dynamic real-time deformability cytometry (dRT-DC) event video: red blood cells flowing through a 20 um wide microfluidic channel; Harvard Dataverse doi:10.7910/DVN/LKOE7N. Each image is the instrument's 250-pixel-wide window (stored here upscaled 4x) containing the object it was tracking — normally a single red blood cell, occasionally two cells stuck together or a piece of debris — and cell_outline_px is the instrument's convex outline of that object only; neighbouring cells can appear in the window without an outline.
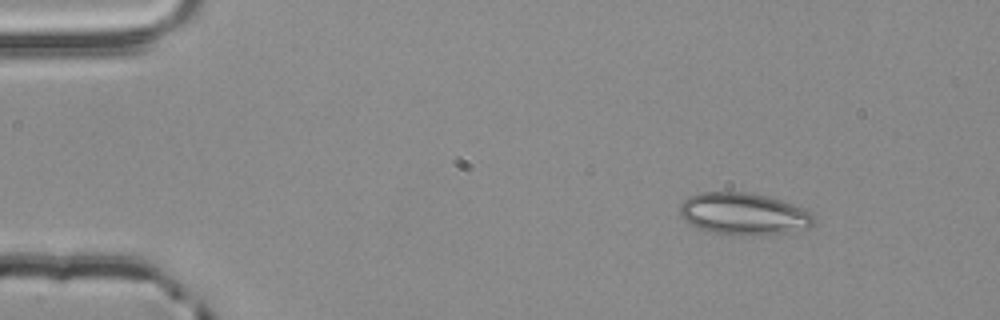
{"species": "common noctule bat (a hibernating species)", "species_latin": "Nyctalus noctula", "temperature_condition": "room temperature", "stored_images_in_passage": 48, "camera_frame_rate_fps": 3000, "um_per_image_px": 0.085, "animal": {"sex": "male", "body_mass_g": 20.4}, "frame": {"image": 1, "passage_image": 1, "time_ms": 0.0, "image_size_px": [1000, 320], "cell_outline_px": [[816, 220], [812, 228], [784, 232], [740, 236], [712, 232], [700, 228], [684, 220], [680, 216], [680, 204], [684, 200], [700, 192], [752, 192], [780, 200], [792, 204], [812, 212]], "centroid_in_image_um": [63.24, 18.18], "position_along_channel_um": 21.8, "area_um2": 32.77}}
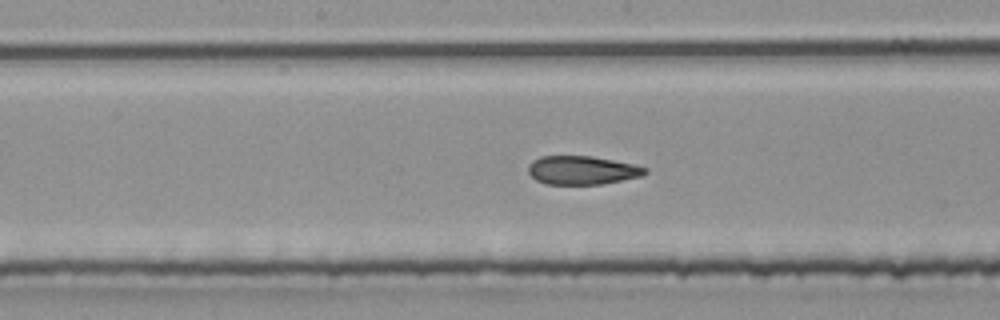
{"frame": {"image": 2, "passage_image": 22, "time_ms": 7.0, "image_size_px": [1000, 320], "cell_outline_px": [[648, 172], [644, 176], [600, 184], [548, 184], [536, 180], [528, 172], [528, 164], [532, 160], [540, 156], [592, 156], [636, 164], [648, 168]], "centroid_in_image_um": [49.51, 14.46], "position_along_channel_um": 198.7, "area_um2": 19.65}}
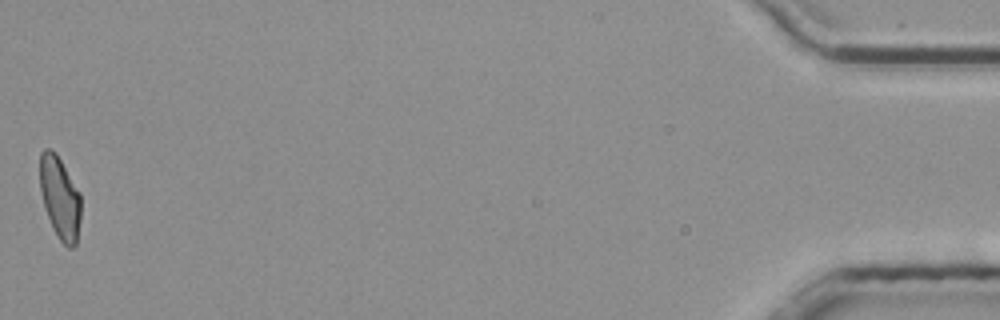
{"frame": {"image": 3, "passage_image": 48, "time_ms": 15.667, "image_size_px": [1000, 320], "cell_outline_px": [[80, 220], [76, 244], [72, 248], [68, 248], [60, 240], [52, 228], [44, 208], [40, 192], [40, 152], [44, 148], [52, 148], [56, 152], [80, 192]], "centroid_in_image_um": [5.08, 16.79], "position_along_channel_um": 430.1, "area_um2": 19.94}, "authors_computed_cell_mechanics": {"area_um2": 20.1722, "velocity_mm_per_s": 3.8574, "shape_relaxation_time_tau1_ms": null, "shape_relaxation_time_tau2_ms": 2.6041, "deformation_change_tau1": null, "deformation_change_tau2": 0.0915}}